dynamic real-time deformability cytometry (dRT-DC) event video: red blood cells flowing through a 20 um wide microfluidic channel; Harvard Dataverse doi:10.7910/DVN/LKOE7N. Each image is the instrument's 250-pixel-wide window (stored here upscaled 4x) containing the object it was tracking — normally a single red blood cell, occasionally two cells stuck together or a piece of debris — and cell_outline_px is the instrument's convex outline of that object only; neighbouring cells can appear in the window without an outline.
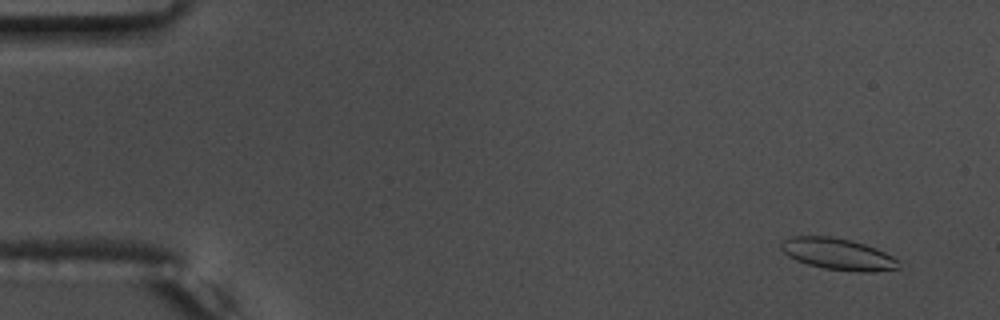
{"species": "common noctule bat (a hibernating species)", "species_latin": "Nyctalus noctula", "temperature_condition": "warm", "stored_images_in_passage": 57, "camera_frame_rate_fps": 3000, "um_per_image_px": 0.085, "animal": {"sex": "male", "body_mass_g": 17.5, "forearm_length_mm": 52.3}, "frame": {"image": 1, "passage_image": 5, "time_ms": 1.333, "image_size_px": [1000, 320], "cell_outline_px": [[900, 268], [872, 272], [856, 272], [824, 268], [808, 264], [796, 260], [788, 256], [780, 248], [780, 244], [788, 236], [832, 236], [852, 240], [876, 248], [900, 260]], "centroid_in_image_um": [71.24, 21.59], "position_along_channel_um": 13.8, "area_um2": 21.79}}
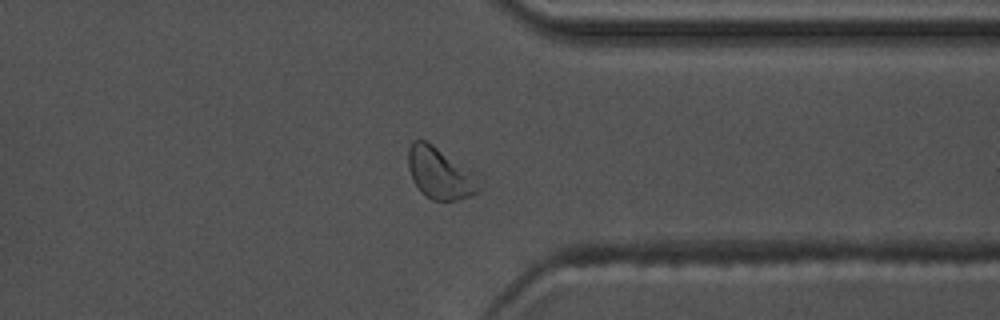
{"frame": {"image": 2, "passage_image": 45, "time_ms": 14.667, "image_size_px": [1000, 320], "cell_outline_px": [[484, 176], [480, 188], [472, 196], [456, 200], [432, 200], [424, 196], [420, 192], [412, 180], [408, 168], [408, 148], [412, 140], [424, 140], [432, 144], [484, 172]], "centroid_in_image_um": [37.54, 14.7], "position_along_channel_um": 373.9, "area_um2": 22.89}, "authors_computed_cell_mechanics": {"area_um2": 21.3282, "velocity_mm_per_s": 3.6892, "shape_relaxation_time_tau1_ms": 4.5524, "shape_relaxation_time_tau2_ms": 0.5952, "deformation_change_tau1": 0.1283, "deformation_change_tau2": 0.0458}}